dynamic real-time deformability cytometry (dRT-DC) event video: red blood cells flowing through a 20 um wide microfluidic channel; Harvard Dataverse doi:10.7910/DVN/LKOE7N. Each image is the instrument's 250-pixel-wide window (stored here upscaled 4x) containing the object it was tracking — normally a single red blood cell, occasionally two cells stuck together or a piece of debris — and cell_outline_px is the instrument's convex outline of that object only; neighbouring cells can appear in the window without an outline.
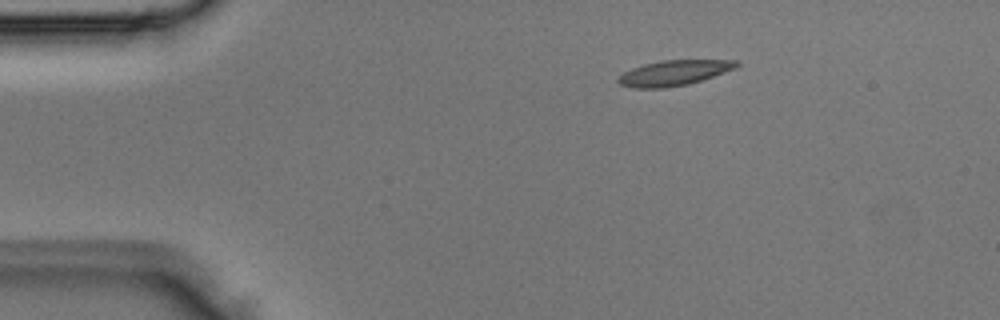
{"species": "Egyptian fruit bat (a non-hibernating species)", "species_latin": "Rousettus aegyptiacus", "temperature_condition": "room temperature", "stored_images_in_passage": 3, "camera_frame_rate_fps": 3000, "um_per_image_px": 0.085, "animal": {"sex": "male"}, "frame": {"image": 1, "passage_image": 3, "time_ms": 0.667, "image_size_px": [1000, 320], "cell_outline_px": [[740, 64], [736, 68], [688, 84], [664, 88], [632, 88], [620, 84], [616, 80], [624, 72], [632, 68], [644, 64], [660, 60], [736, 60]], "centroid_in_image_um": [57.26, 6.19], "position_along_channel_um": 27.7, "area_um2": 17.28}}